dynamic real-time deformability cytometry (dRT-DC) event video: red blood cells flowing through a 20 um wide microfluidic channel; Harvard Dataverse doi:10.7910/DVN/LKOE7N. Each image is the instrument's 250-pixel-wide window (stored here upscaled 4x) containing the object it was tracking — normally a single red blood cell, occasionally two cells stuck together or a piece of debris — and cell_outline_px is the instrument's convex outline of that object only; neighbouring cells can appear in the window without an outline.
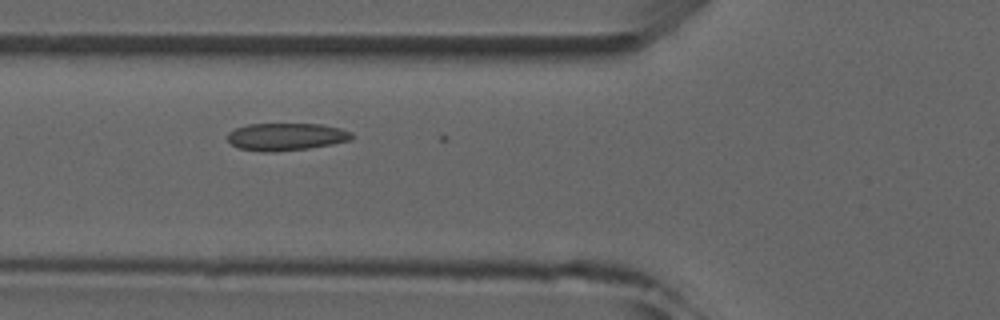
{"species": "common noctule bat (a hibernating species)", "species_latin": "Nyctalus noctula", "temperature_condition": "room temperature", "stored_images_in_passage": 3, "camera_frame_rate_fps": 3000, "um_per_image_px": 0.085, "animal": {"sex": "male", "forearm_length_mm": 52.5}, "frame": {"image": 1, "passage_image": 2, "time_ms": 1.0, "image_size_px": [1000, 320], "cell_outline_px": [[352, 140], [332, 144], [308, 148], [276, 152], [264, 152], [240, 148], [232, 144], [228, 140], [228, 132], [236, 128], [248, 124], [320, 124], [340, 128], [352, 132]], "centroid_in_image_um": [24.33, 11.62], "position_along_channel_um": 101.5, "area_um2": 19.83}}